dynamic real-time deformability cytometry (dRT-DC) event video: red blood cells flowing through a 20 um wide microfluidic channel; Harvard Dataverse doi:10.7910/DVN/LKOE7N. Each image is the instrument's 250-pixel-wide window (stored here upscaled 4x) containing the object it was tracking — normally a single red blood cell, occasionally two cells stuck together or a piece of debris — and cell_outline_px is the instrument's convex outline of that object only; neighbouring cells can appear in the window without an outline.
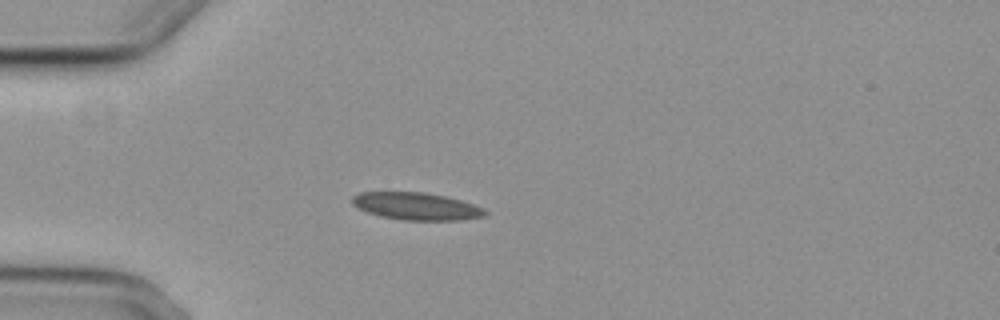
{"species": "common noctule bat (a hibernating species)", "species_latin": "Nyctalus noctula", "temperature_condition": "cold", "stored_images_in_passage": 2, "camera_frame_rate_fps": 3000, "um_per_image_px": 0.085, "animal": {"sex": "female", "body_mass_g": 29.2, "forearm_length_mm": 56.3}, "frame": {"image": 1, "passage_image": 1, "time_ms": 0.0, "image_size_px": [1000, 320], "cell_outline_px": [[488, 212], [484, 216], [460, 220], [404, 220], [384, 216], [368, 212], [352, 204], [352, 196], [360, 192], [424, 192], [444, 196], [460, 200], [484, 208]], "centroid_in_image_um": [35.41, 17.52], "position_along_channel_um": 49.6, "area_um2": 20.92}}